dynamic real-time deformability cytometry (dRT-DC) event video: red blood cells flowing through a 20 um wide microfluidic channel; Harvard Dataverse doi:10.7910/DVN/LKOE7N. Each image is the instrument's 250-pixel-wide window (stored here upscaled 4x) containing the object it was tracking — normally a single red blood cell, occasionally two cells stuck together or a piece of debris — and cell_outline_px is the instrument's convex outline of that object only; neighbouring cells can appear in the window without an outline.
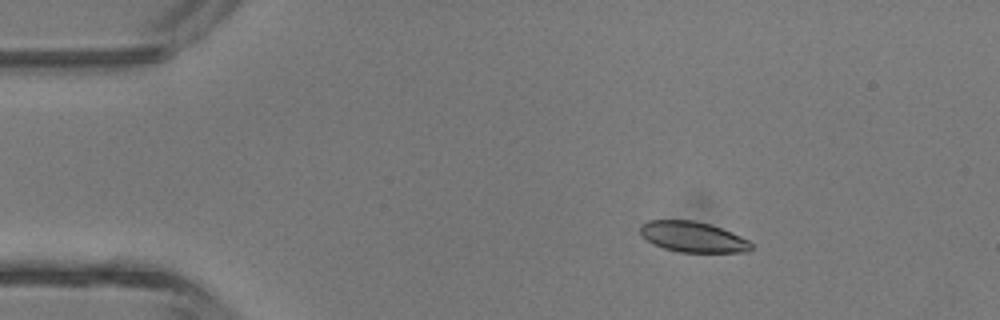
{"species": "common noctule bat (a hibernating species)", "species_latin": "Nyctalus noctula", "temperature_condition": "room temperature", "stored_images_in_passage": 4, "camera_frame_rate_fps": 3000, "um_per_image_px": 0.085, "animal": {"sex": "male", "body_mass_g": 13.3}, "frame": {"image": 1, "passage_image": 2, "time_ms": 1.0, "image_size_px": [1000, 320], "cell_outline_px": [[752, 248], [744, 252], [680, 252], [664, 248], [652, 244], [640, 236], [640, 224], [648, 220], [692, 220], [712, 224], [732, 232], [748, 240], [752, 244]], "centroid_in_image_um": [58.85, 20.12], "position_along_channel_um": 26.1, "area_um2": 19.94}}
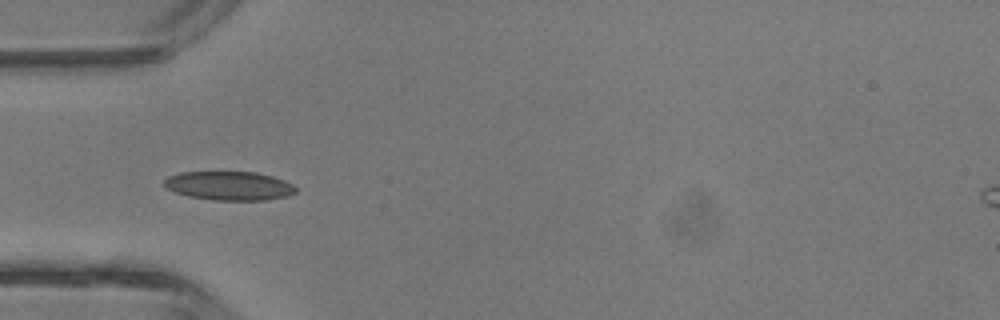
{"frame": {"image": 2, "passage_image": 4, "time_ms": 3.333, "image_size_px": [1000, 320], "cell_outline_px": [[296, 192], [288, 196], [264, 200], [212, 200], [188, 196], [176, 192], [168, 188], [164, 184], [164, 180], [168, 176], [180, 172], [256, 172], [272, 176], [284, 180], [292, 184], [296, 188]], "centroid_in_image_um": [19.49, 15.79], "position_along_channel_um": 65.5, "area_um2": 22.08}}